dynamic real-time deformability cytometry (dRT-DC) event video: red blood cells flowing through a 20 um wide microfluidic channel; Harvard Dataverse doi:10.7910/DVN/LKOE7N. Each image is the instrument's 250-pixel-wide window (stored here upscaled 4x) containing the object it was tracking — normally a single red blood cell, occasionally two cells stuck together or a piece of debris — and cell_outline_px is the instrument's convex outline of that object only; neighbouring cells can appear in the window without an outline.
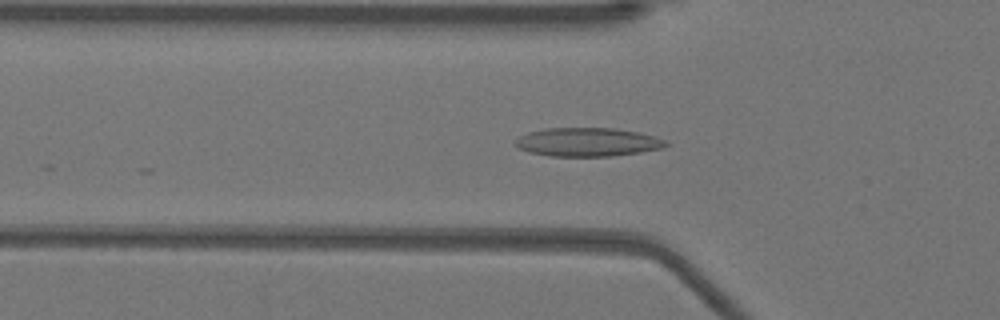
{"species": "Egyptian fruit bat (a non-hibernating species)", "species_latin": "Rousettus aegyptiacus", "temperature_condition": "warm", "stored_images_in_passage": 19, "camera_frame_rate_fps": 3000, "um_per_image_px": 0.085, "animal": {"sex": "female"}, "frame": {"image": 1, "passage_image": 16, "time_ms": 5.0, "image_size_px": [1000, 320], "cell_outline_px": [[668, 144], [664, 148], [640, 152], [612, 156], [548, 156], [528, 152], [520, 148], [516, 144], [516, 140], [520, 136], [528, 132], [544, 128], [616, 128], [656, 136], [668, 140]], "centroid_in_image_um": [49.98, 12.07], "position_along_channel_um": 75.8, "area_um2": 25.2}}